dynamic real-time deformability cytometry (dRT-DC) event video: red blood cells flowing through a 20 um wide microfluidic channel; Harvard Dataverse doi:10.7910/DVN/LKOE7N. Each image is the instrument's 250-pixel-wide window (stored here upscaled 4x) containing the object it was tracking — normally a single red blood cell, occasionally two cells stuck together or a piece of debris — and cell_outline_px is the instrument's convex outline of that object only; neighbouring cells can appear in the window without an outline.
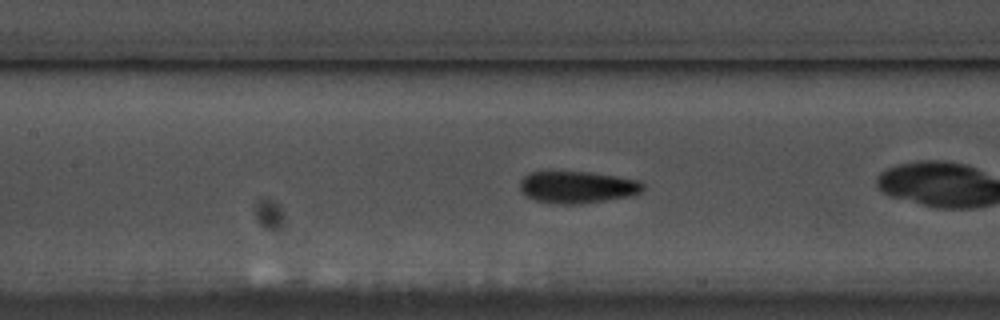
{"species": "common noctule bat (a hibernating species)", "species_latin": "Nyctalus noctula", "temperature_condition": "warm", "stored_images_in_passage": 28, "camera_frame_rate_fps": 3000, "um_per_image_px": 0.085, "animal": {"sex": "male", "body_mass_g": 17.5, "forearm_length_mm": 52.3}, "frame": {"image": 1, "passage_image": 9, "time_ms": 2.667, "image_size_px": [1000, 320], "cell_outline_px": [[644, 188], [640, 192], [628, 196], [580, 204], [560, 204], [536, 200], [528, 196], [520, 188], [520, 180], [528, 172], [592, 172], [640, 180], [644, 184]], "centroid_in_image_um": [49.09, 15.89], "position_along_channel_um": 158.3, "area_um2": 22.72}}
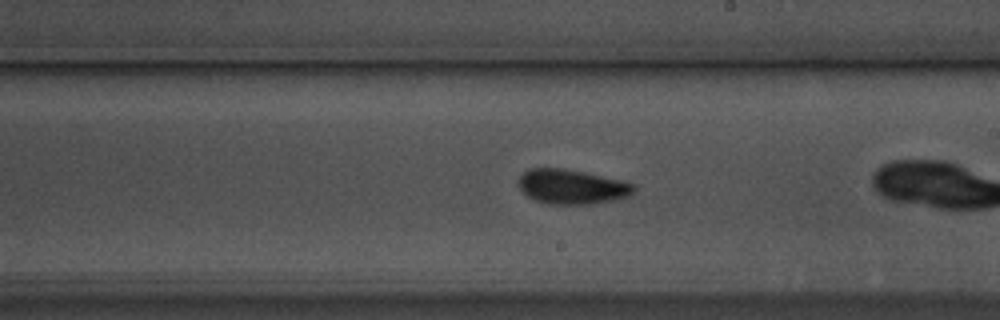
{"frame": {"image": 2, "passage_image": 16, "time_ms": 5.0, "image_size_px": [1000, 320], "cell_outline_px": [[636, 192], [632, 196], [592, 204], [548, 204], [536, 200], [528, 196], [516, 184], [516, 180], [528, 168], [564, 168], [584, 172], [620, 180], [632, 184], [636, 188]], "centroid_in_image_um": [48.59, 15.87], "position_along_channel_um": 240.4, "area_um2": 23.41}}